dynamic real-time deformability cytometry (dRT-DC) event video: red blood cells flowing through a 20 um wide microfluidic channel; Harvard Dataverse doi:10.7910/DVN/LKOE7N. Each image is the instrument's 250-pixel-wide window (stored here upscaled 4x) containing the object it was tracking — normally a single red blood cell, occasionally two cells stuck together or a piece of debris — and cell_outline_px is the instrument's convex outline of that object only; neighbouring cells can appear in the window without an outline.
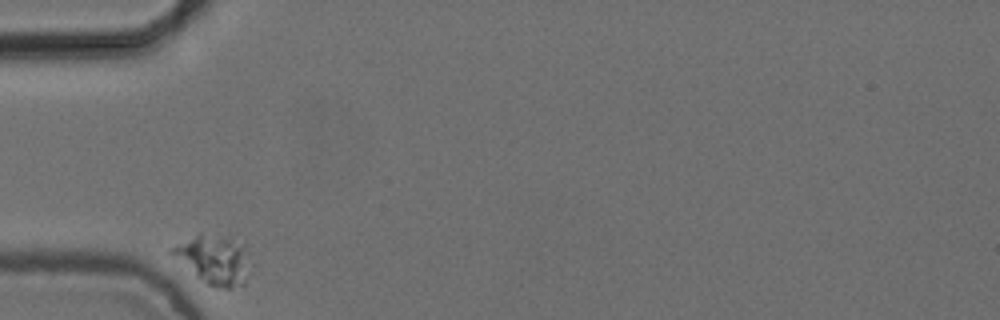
{"species": "common noctule bat (a hibernating species)", "species_latin": "Nyctalus noctula", "temperature_condition": "cold", "stored_images_in_passage": 8, "camera_frame_rate_fps": 3000, "um_per_image_px": 0.085, "animal": {"sex": "female", "body_mass_g": 24.6, "forearm_length_mm": 56.2}, "frame": {"image": 1, "passage_image": 1, "time_ms": 0.0, "image_size_px": [1000, 320], "cell_outline_px": [[244, 284], [232, 288], [220, 288], [208, 284], [196, 276], [168, 252], [168, 248], [200, 232], [228, 240], [244, 248]], "centroid_in_image_um": [18.01, 22.08], "position_along_channel_um": 67.0, "area_um2": 20.81}}
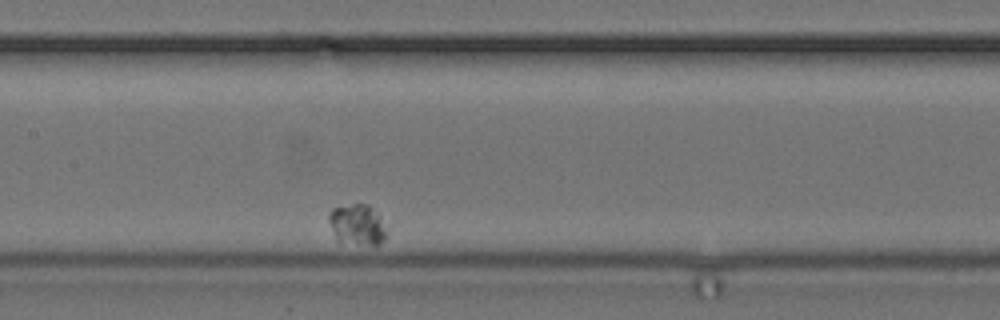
{"frame": {"image": 2, "passage_image": 4, "time_ms": 1.0, "image_size_px": [1000, 320], "cell_outline_px": [[388, 228], [384, 240], [380, 244], [340, 244], [336, 240], [328, 220], [328, 212], [332, 208], [352, 204], [368, 204], [380, 216]], "centroid_in_image_um": [30.35, 19.11], "position_along_channel_um": 177.0, "area_um2": 14.1}}
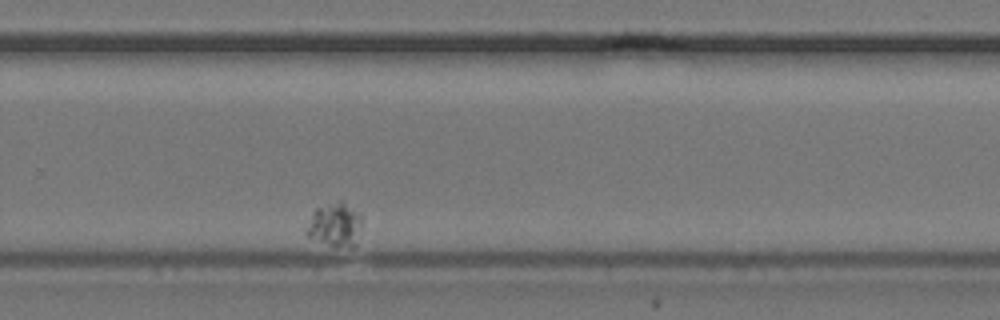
{"frame": {"image": 3, "passage_image": 8, "time_ms": 2.333, "image_size_px": [1000, 320], "cell_outline_px": [[364, 220], [360, 236], [356, 244], [352, 248], [348, 248], [332, 244], [308, 236], [304, 232], [304, 228], [312, 212], [316, 208], [340, 200], [344, 200], [364, 216]], "centroid_in_image_um": [28.54, 19.07], "position_along_channel_um": 301.3, "area_um2": 14.62}}